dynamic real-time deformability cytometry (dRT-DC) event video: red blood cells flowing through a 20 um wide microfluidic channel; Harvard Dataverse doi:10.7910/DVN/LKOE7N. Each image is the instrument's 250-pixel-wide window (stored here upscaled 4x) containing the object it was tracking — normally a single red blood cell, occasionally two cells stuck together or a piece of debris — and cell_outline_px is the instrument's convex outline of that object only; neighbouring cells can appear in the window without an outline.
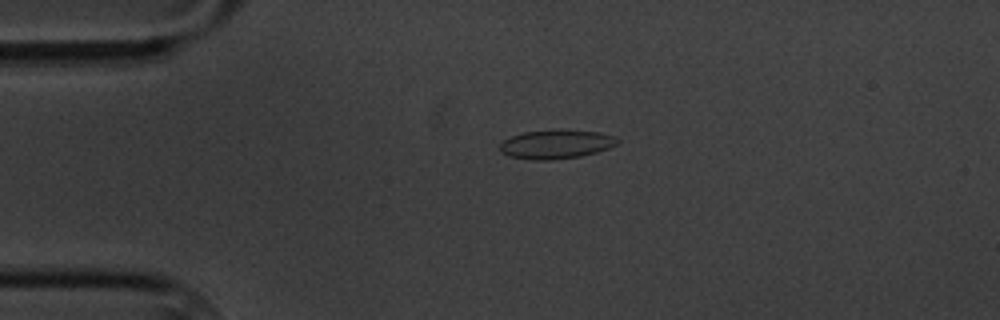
{"species": "common noctule bat (a hibernating species)", "species_latin": "Nyctalus noctula", "temperature_condition": "cold", "stored_images_in_passage": 48, "camera_frame_rate_fps": 3000, "um_per_image_px": 0.085, "animal": {"sex": "male", "body_mass_g": 20.1, "forearm_length_mm": 53.5}, "frame": {"image": 1, "passage_image": 2, "time_ms": 0.333, "image_size_px": [1000, 320], "cell_outline_px": [[620, 140], [616, 144], [608, 148], [596, 152], [580, 156], [548, 160], [532, 160], [508, 156], [500, 152], [500, 144], [504, 140], [512, 136], [524, 132], [600, 132], [616, 136]], "centroid_in_image_um": [47.25, 12.3], "position_along_channel_um": 37.7, "area_um2": 19.02}}
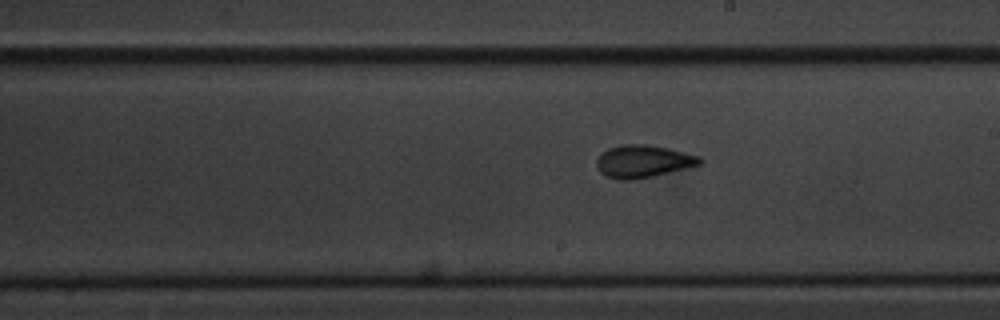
{"frame": {"image": 2, "passage_image": 22, "time_ms": 7.0, "image_size_px": [1000, 320], "cell_outline_px": [[704, 160], [700, 164], [652, 176], [632, 180], [620, 180], [608, 176], [600, 172], [596, 168], [596, 160], [608, 148], [624, 144], [644, 144], [668, 148], [700, 156]], "centroid_in_image_um": [54.65, 13.71], "position_along_channel_um": 234.3, "area_um2": 19.31}}
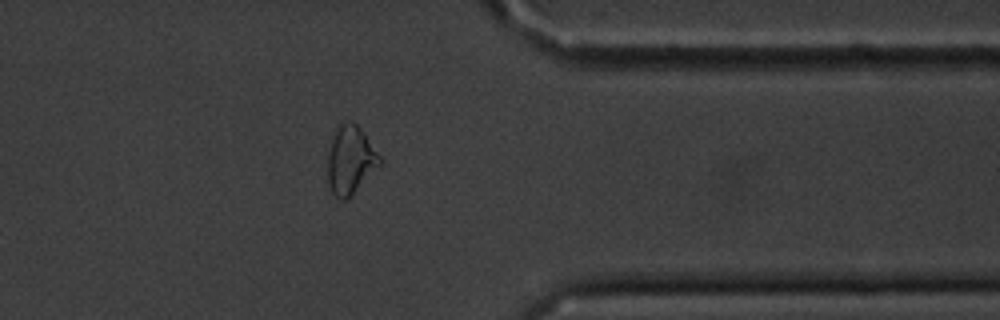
{"frame": {"image": 3, "passage_image": 36, "time_ms": 11.667, "image_size_px": [1000, 320], "cell_outline_px": [[384, 160], [344, 200], [340, 200], [332, 192], [328, 180], [328, 152], [336, 128], [344, 120], [348, 120], [356, 124], [364, 132]], "centroid_in_image_um": [29.79, 13.53], "position_along_channel_um": 381.6, "area_um2": 20.23}, "authors_computed_cell_mechanics": {"area_um2": 19.0162, "velocity_mm_per_s": 3.37, "shape_relaxation_time_tau1_ms": 4.9299, "shape_relaxation_time_tau2_ms": 3.5825, "deformation_change_tau1": 0.101, "deformation_change_tau2": 0.0718}}